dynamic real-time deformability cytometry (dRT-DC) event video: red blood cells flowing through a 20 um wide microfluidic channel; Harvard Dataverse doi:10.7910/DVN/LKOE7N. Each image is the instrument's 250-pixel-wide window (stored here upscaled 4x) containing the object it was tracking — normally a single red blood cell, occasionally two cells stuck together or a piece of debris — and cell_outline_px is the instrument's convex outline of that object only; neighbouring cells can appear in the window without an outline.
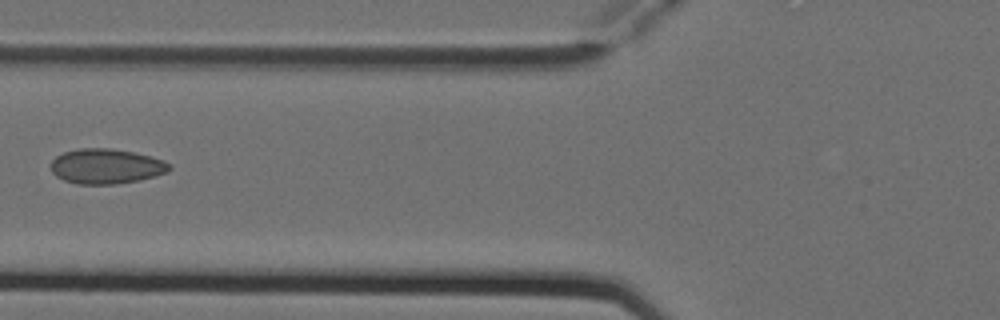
{"species": "Egyptian fruit bat (a non-hibernating species)", "species_latin": "Rousettus aegyptiacus", "temperature_condition": "cold", "stored_images_in_passage": 5, "camera_frame_rate_fps": 3000, "um_per_image_px": 0.085, "animal": {"sex": "female"}, "frame": {"image": 1, "passage_image": 5, "time_ms": 1.333, "image_size_px": [1000, 320], "cell_outline_px": [[172, 168], [168, 172], [156, 176], [140, 180], [116, 184], [76, 184], [64, 180], [56, 176], [52, 172], [52, 160], [56, 156], [64, 152], [80, 148], [112, 148], [132, 152], [164, 160]], "centroid_in_image_um": [9.03, 14.14], "position_along_channel_um": 116.8, "area_um2": 24.16}}